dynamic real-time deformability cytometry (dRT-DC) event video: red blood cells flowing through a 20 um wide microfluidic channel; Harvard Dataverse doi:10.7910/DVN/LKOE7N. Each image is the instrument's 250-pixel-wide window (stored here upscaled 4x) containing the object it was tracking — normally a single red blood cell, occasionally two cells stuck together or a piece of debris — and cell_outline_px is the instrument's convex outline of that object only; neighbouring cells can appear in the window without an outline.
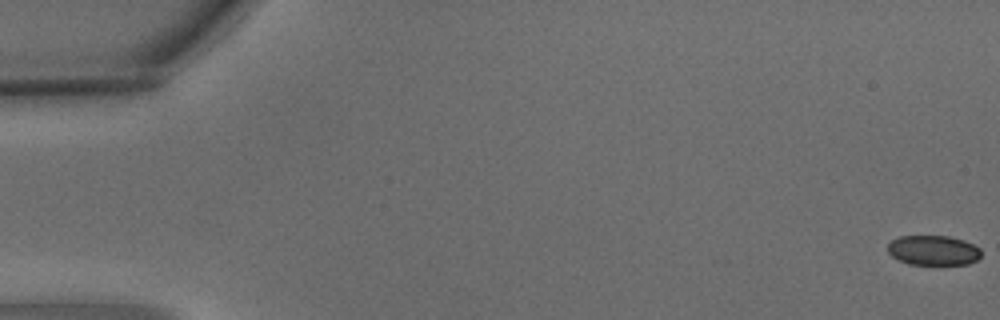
{"species": "common noctule bat (a hibernating species)", "species_latin": "Nyctalus noctula", "temperature_condition": "warm", "stored_images_in_passage": 3, "segment_of_instrument_passage": [2, 2], "camera_frame_rate_fps": 3000, "um_per_image_px": 0.085, "animal": {"sex": "male", "body_mass_g": 15.6}, "frame": {"image": 1, "passage_image": 3, "time_ms": 0.667, "image_size_px": [1000, 320], "cell_outline_px": [[980, 256], [976, 260], [968, 264], [908, 264], [892, 256], [888, 252], [888, 244], [892, 240], [900, 236], [948, 236], [964, 240], [980, 248]], "centroid_in_image_um": [79.32, 21.27], "position_along_channel_um": 5.7, "area_um2": 16.13}}